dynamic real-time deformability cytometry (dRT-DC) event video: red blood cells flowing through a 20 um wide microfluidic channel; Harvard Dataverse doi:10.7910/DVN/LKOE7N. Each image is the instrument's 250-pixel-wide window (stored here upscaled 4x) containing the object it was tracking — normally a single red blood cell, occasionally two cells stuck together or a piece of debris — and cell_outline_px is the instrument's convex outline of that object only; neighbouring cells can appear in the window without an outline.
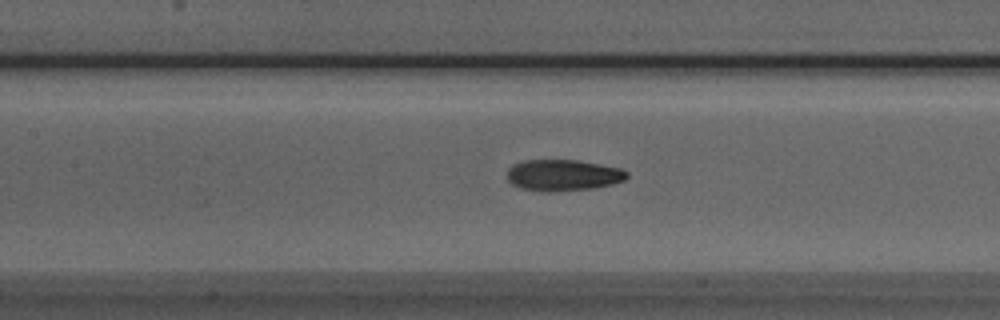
{"species": "Egyptian fruit bat (a non-hibernating species)", "species_latin": "Rousettus aegyptiacus", "temperature_condition": "room temperature", "stored_images_in_passage": 52, "camera_frame_rate_fps": 3000, "um_per_image_px": 0.085, "animal": {"sex": "male"}, "frame": {"image": 1, "passage_image": 23, "time_ms": 7.333, "image_size_px": [1000, 320], "cell_outline_px": [[628, 176], [624, 180], [612, 184], [592, 188], [548, 192], [544, 192], [520, 188], [512, 184], [508, 180], [508, 168], [512, 164], [524, 160], [580, 160], [620, 168], [628, 172]], "centroid_in_image_um": [47.84, 14.88], "position_along_channel_um": 159.6, "area_um2": 21.91}}
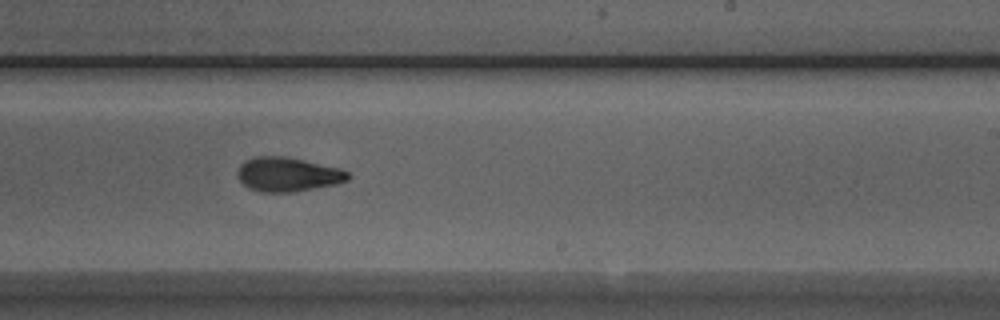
{"frame": {"image": 2, "passage_image": 31, "time_ms": 10.0, "image_size_px": [1000, 320], "cell_outline_px": [[352, 176], [348, 180], [336, 184], [292, 192], [260, 192], [248, 188], [236, 176], [236, 172], [240, 164], [244, 160], [252, 156], [284, 156], [304, 160], [340, 168], [348, 172]], "centroid_in_image_um": [24.43, 14.82], "position_along_channel_um": 264.6, "area_um2": 22.25}}
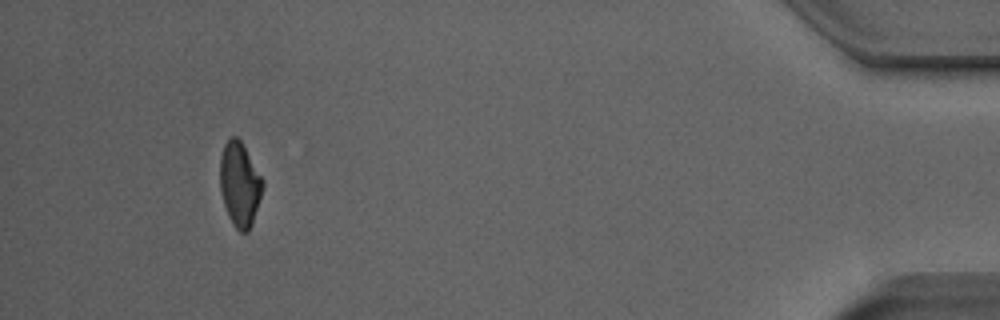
{"frame": {"image": 3, "passage_image": 48, "time_ms": 15.667, "image_size_px": [1000, 320], "cell_outline_px": [[264, 184], [252, 224], [248, 232], [240, 232], [232, 224], [228, 216], [224, 204], [220, 188], [220, 156], [224, 144], [232, 136], [236, 136], [240, 140], [264, 180]], "centroid_in_image_um": [20.37, 15.67], "position_along_channel_um": 414.8, "area_um2": 20.87}, "authors_computed_cell_mechanics": {"area_um2": 21.5016, "velocity_mm_per_s": 3.9513, "shape_relaxation_time_tau1_ms": 3.6947, "shape_relaxation_time_tau2_ms": 4.6402, "deformation_change_tau1": 0.1475, "deformation_change_tau2": 0.1017}}